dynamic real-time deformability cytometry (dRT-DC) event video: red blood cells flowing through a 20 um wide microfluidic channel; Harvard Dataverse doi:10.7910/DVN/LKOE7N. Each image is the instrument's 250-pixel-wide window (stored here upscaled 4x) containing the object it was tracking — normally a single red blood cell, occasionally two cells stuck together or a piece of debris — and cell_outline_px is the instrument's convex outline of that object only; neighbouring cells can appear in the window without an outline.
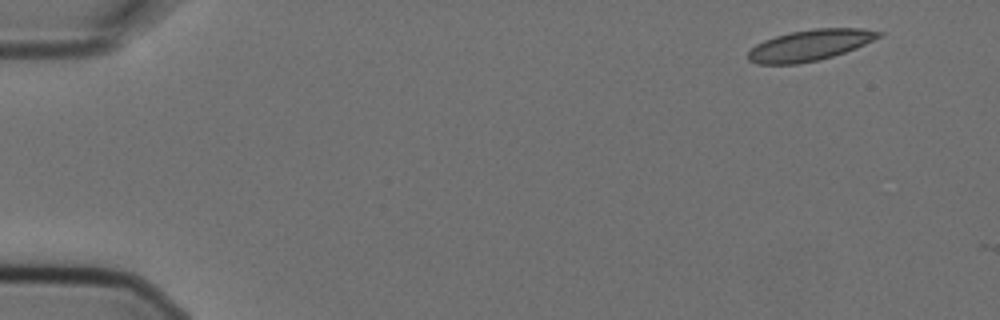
{"species": "Egyptian fruit bat (a non-hibernating species)", "species_latin": "Rousettus aegyptiacus", "temperature_condition": "cold", "stored_images_in_passage": 5, "camera_frame_rate_fps": 3000, "um_per_image_px": 0.085, "animal": {"sex": "female"}, "frame": {"image": 1, "passage_image": 1, "time_ms": 0.0, "image_size_px": [1000, 320], "cell_outline_px": [[884, 32], [880, 36], [856, 48], [820, 60], [796, 64], [756, 64], [748, 60], [748, 52], [756, 44], [764, 40], [776, 36], [792, 32], [816, 28], [860, 28]], "centroid_in_image_um": [68.82, 3.85], "position_along_channel_um": 16.2, "area_um2": 23.41}}